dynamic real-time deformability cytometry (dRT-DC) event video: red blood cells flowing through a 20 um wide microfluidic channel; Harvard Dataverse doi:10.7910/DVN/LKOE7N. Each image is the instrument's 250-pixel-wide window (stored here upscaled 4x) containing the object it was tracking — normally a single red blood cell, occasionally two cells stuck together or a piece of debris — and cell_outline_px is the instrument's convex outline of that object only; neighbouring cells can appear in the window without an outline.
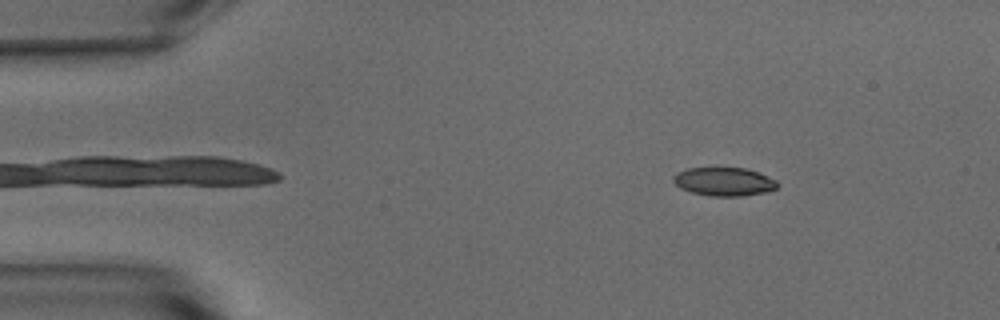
{"species": "common noctule bat (a hibernating species)", "species_latin": "Nyctalus noctula", "temperature_condition": "warm", "stored_images_in_passage": 49, "camera_frame_rate_fps": 3000, "um_per_image_px": 0.085, "animal": {"sex": "male", "body_mass_g": 15.6}, "frame": {"image": 1, "passage_image": 4, "time_ms": 1.0, "image_size_px": [1000, 320], "cell_outline_px": [[780, 184], [776, 188], [768, 192], [744, 196], [708, 196], [692, 192], [680, 188], [672, 180], [672, 176], [676, 172], [688, 168], [748, 168], [760, 172], [776, 180]], "centroid_in_image_um": [61.57, 15.44], "position_along_channel_um": 23.4, "area_um2": 17.57}}
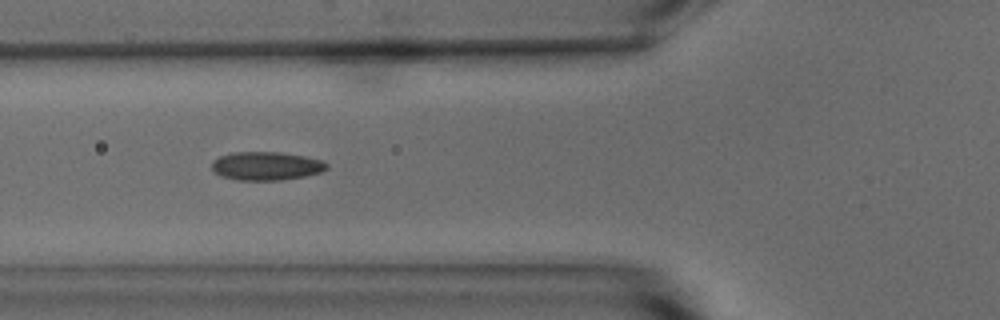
{"frame": {"image": 2, "passage_image": 16, "time_ms": 5.0, "image_size_px": [1000, 320], "cell_outline_px": [[328, 168], [320, 172], [304, 176], [280, 180], [240, 180], [220, 176], [212, 168], [212, 160], [220, 156], [232, 152], [280, 152], [304, 156], [324, 160], [328, 164]], "centroid_in_image_um": [22.64, 14.1], "position_along_channel_um": 103.2, "area_um2": 19.07}}
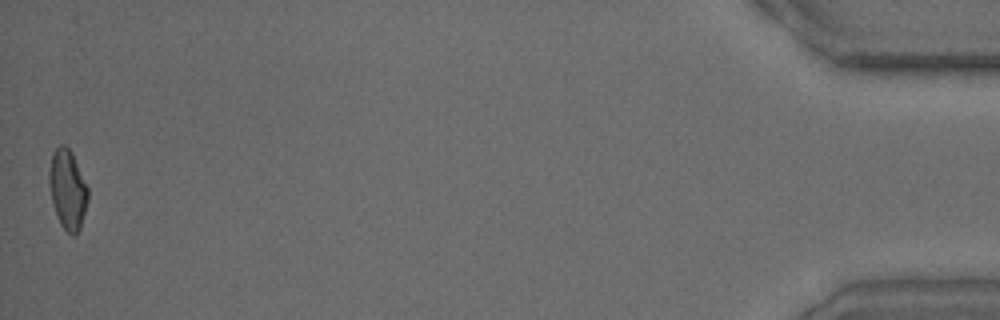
{"frame": {"image": 3, "passage_image": 49, "time_ms": 16.0, "image_size_px": [1000, 320], "cell_outline_px": [[88, 200], [80, 228], [72, 236], [60, 224], [56, 216], [52, 200], [48, 180], [48, 172], [52, 152], [60, 144], [64, 144], [72, 152], [88, 188]], "centroid_in_image_um": [5.73, 16.07], "position_along_channel_um": 429.5, "area_um2": 17.98}, "authors_computed_cell_mechanics": {"area_um2": 18.0914, "velocity_mm_per_s": 3.8161, "shape_relaxation_time_tau1_ms": 5.8823, "shape_relaxation_time_tau2_ms": 1.4666, "deformation_change_tau1": 0.1869, "deformation_change_tau2": 0.083}}